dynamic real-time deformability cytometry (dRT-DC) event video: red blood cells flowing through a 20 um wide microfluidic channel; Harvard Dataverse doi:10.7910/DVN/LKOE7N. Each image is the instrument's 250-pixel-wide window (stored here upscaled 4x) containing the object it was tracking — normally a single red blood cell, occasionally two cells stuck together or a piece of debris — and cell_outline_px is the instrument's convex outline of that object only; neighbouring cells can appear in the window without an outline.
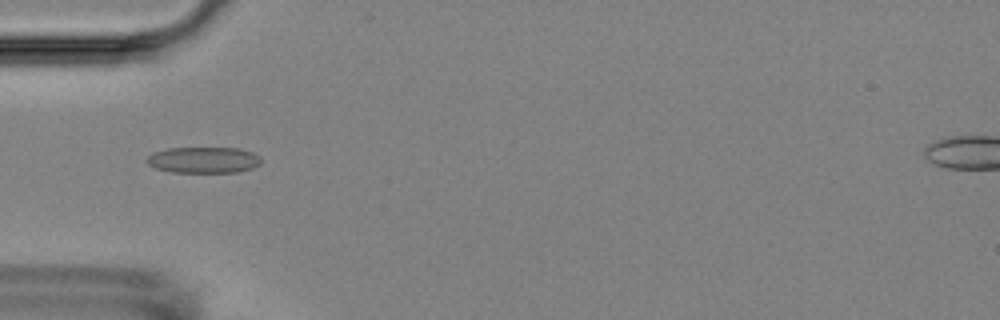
{"species": "Egyptian fruit bat (a non-hibernating species)", "species_latin": "Rousettus aegyptiacus", "temperature_condition": "room temperature", "stored_images_in_passage": 5, "camera_frame_rate_fps": 3000, "um_per_image_px": 0.085, "animal": {"sex": "female"}, "frame": {"image": 1, "passage_image": 5, "time_ms": 4.667, "image_size_px": [1000, 320], "cell_outline_px": [[260, 164], [252, 168], [236, 172], [172, 172], [156, 168], [148, 164], [144, 160], [152, 152], [168, 148], [240, 148], [252, 152], [260, 156]], "centroid_in_image_um": [17.28, 13.59], "position_along_channel_um": 67.7, "area_um2": 17.46}}